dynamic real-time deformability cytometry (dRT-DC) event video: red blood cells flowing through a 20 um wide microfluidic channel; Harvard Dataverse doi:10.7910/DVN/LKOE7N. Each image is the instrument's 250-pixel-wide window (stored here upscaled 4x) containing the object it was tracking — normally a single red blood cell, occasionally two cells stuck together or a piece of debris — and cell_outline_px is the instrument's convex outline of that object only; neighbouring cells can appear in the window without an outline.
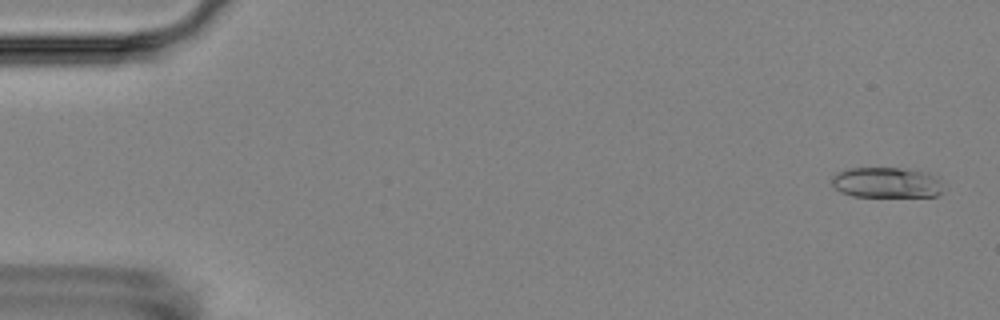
{"species": "Egyptian fruit bat (a non-hibernating species)", "species_latin": "Rousettus aegyptiacus", "temperature_condition": "room temperature", "stored_images_in_passage": 5, "camera_frame_rate_fps": 3000, "um_per_image_px": 0.085, "animal": {"sex": "female"}, "frame": {"image": 1, "passage_image": 1, "time_ms": 0.0, "image_size_px": [1000, 320], "cell_outline_px": [[940, 192], [936, 196], [852, 196], [840, 192], [832, 184], [832, 176], [836, 172], [848, 168], [900, 168], [928, 172], [940, 176]], "centroid_in_image_um": [75.34, 15.5], "position_along_channel_um": 9.7, "area_um2": 19.88}}